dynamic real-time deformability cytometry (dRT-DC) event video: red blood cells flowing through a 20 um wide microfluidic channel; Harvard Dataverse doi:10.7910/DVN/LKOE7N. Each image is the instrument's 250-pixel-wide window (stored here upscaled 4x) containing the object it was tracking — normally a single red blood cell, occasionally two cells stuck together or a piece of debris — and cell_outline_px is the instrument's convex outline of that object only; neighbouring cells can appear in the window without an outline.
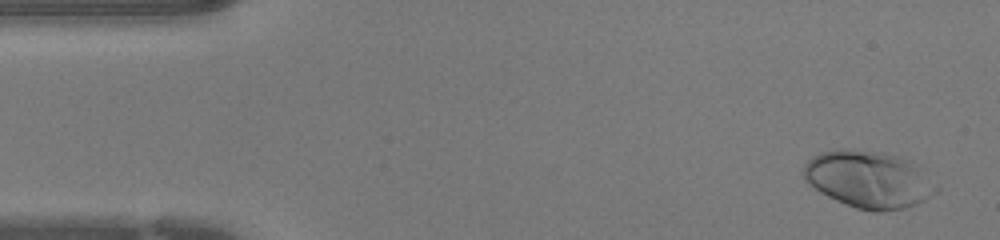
{"species": "human", "species_latin": "Homo sapiens", "temperature_condition": "warm", "stored_images_in_passage": 44, "camera_frame_rate_fps": 3000, "um_per_image_px": 0.085, "donor": {"sex": "female"}, "frame": {"image": 1, "passage_image": 2, "time_ms": 0.333, "image_size_px": [1000, 240], "cell_outline_px": [[940, 188], [936, 192], [924, 200], [916, 204], [904, 208], [880, 212], [872, 212], [856, 208], [836, 200], [820, 192], [808, 184], [804, 176], [804, 164], [808, 160], [824, 152], [836, 148], [848, 148], [880, 152], [896, 156], [908, 160]], "centroid_in_image_um": [73.81, 15.26], "position_along_channel_um": 11.2, "area_um2": 43.64}}
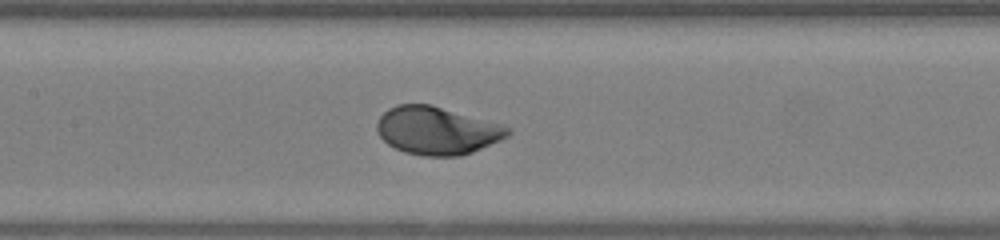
{"frame": {"image": 2, "passage_image": 20, "time_ms": 6.333, "image_size_px": [1000, 240], "cell_outline_px": [[512, 132], [508, 136], [500, 140], [472, 152], [460, 156], [424, 156], [404, 152], [388, 144], [380, 136], [376, 128], [376, 124], [380, 116], [388, 108], [396, 104], [432, 104], [500, 124], [512, 128]], "centroid_in_image_um": [37.13, 11.09], "position_along_channel_um": 170.3, "area_um2": 36.53}}
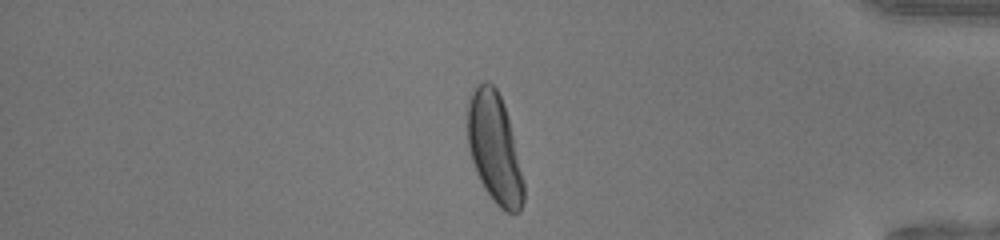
{"frame": {"image": 3, "passage_image": 37, "time_ms": 12.0, "image_size_px": [1000, 240], "cell_outline_px": [[524, 200], [520, 212], [508, 212], [500, 208], [492, 200], [484, 188], [476, 172], [468, 148], [468, 104], [472, 92], [484, 80], [488, 80], [496, 88], [504, 104], [508, 116], [524, 180]], "centroid_in_image_um": [42.04, 12.62], "position_along_channel_um": 393.2, "area_um2": 35.84}}